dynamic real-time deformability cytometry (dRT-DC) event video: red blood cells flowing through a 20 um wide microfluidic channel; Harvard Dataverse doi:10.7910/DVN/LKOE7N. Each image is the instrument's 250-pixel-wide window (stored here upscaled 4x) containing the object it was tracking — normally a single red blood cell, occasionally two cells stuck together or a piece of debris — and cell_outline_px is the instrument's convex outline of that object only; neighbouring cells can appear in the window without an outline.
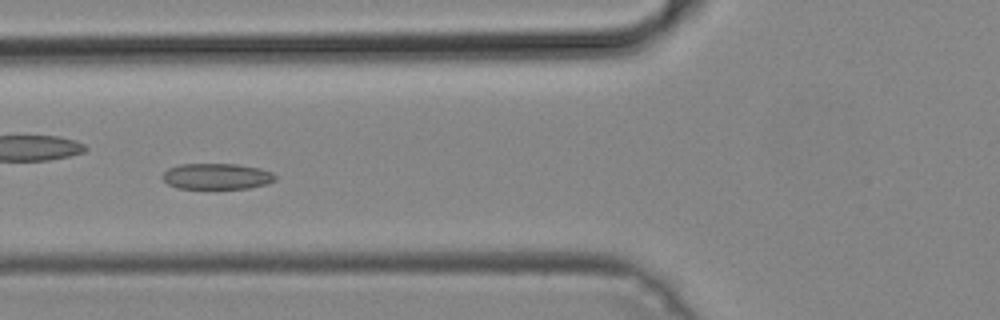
{"species": "common noctule bat (a hibernating species)", "species_latin": "Nyctalus noctula", "temperature_condition": "cold", "stored_images_in_passage": 48, "camera_frame_rate_fps": 3000, "um_per_image_px": 0.085, "animal": {"sex": "male", "body_mass_g": 19.2, "forearm_length_mm": 51.8}, "frame": {"image": 1, "passage_image": 17, "time_ms": 5.333, "image_size_px": [1000, 320], "cell_outline_px": [[276, 180], [264, 184], [248, 188], [176, 188], [168, 184], [160, 176], [168, 168], [180, 164], [236, 164], [260, 168], [272, 172], [276, 176]], "centroid_in_image_um": [18.4, 14.98], "position_along_channel_um": 107.4, "area_um2": 16.99}}
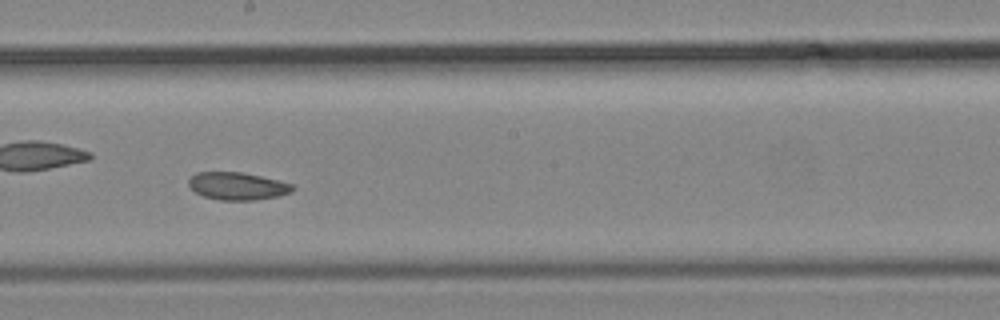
{"frame": {"image": 2, "passage_image": 26, "time_ms": 8.333, "image_size_px": [1000, 320], "cell_outline_px": [[296, 188], [292, 192], [276, 196], [256, 200], [220, 200], [204, 196], [196, 192], [188, 184], [188, 180], [196, 172], [240, 172], [260, 176], [292, 184]], "centroid_in_image_um": [20.18, 15.82], "position_along_channel_um": 228.0, "area_um2": 16.53}}
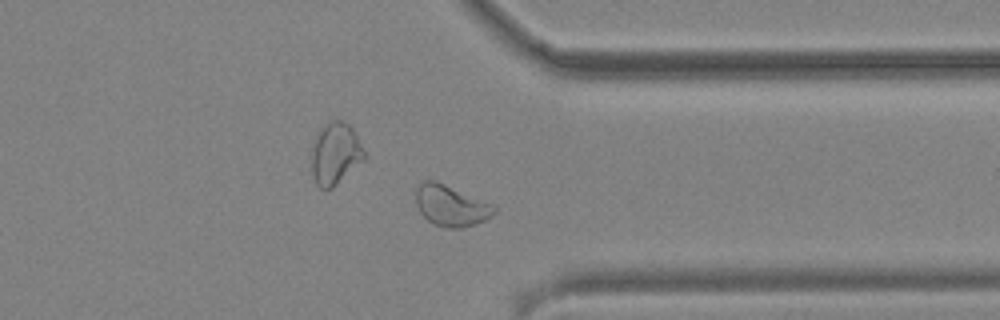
{"frame": {"image": 3, "passage_image": 37, "time_ms": 12.0, "image_size_px": [1000, 320], "cell_outline_px": [[496, 212], [492, 216], [476, 224], [464, 228], [444, 228], [432, 224], [420, 212], [416, 204], [416, 188], [424, 180], [436, 180], [492, 204], [496, 208]], "centroid_in_image_um": [38.32, 17.49], "position_along_channel_um": 373.1, "area_um2": 18.79}}